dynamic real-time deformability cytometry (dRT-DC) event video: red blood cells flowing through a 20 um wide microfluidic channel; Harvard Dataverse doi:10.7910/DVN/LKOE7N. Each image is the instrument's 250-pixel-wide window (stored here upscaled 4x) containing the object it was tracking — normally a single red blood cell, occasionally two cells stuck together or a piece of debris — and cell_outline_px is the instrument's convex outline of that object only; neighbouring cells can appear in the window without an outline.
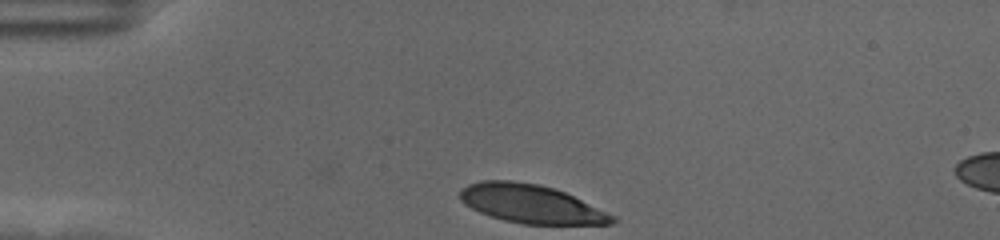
{"species": "human", "species_latin": "Homo sapiens", "temperature_condition": "cold", "stored_images_in_passage": 35, "camera_frame_rate_fps": 3000, "um_per_image_px": 0.085, "donor": {"sex": "female"}, "frame": {"image": 1, "passage_image": 1, "time_ms": 0.0, "image_size_px": [1000, 240], "cell_outline_px": [[620, 220], [616, 224], [524, 224], [504, 220], [488, 216], [464, 204], [460, 200], [460, 192], [468, 184], [480, 180], [512, 180], [536, 184], [552, 188], [564, 192], [616, 216]], "centroid_in_image_um": [45.15, 17.34], "position_along_channel_um": 39.8, "area_um2": 34.1}}
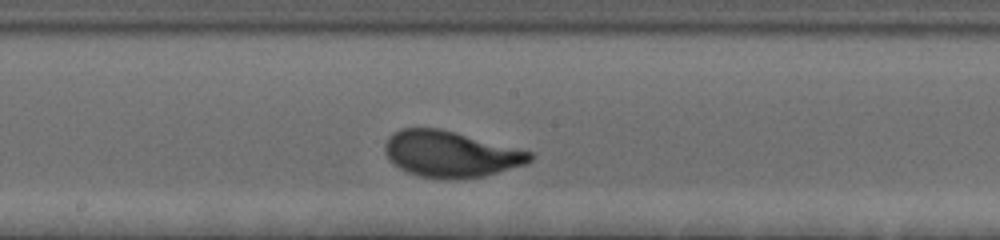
{"frame": {"image": 2, "passage_image": 19, "time_ms": 6.0, "image_size_px": [1000, 240], "cell_outline_px": [[532, 160], [524, 164], [484, 176], [420, 176], [408, 172], [392, 164], [388, 160], [384, 152], [384, 144], [388, 136], [392, 132], [400, 128], [440, 128], [456, 132], [532, 152]], "centroid_in_image_um": [38.22, 13.04], "position_along_channel_um": 210.0, "area_um2": 38.15}}
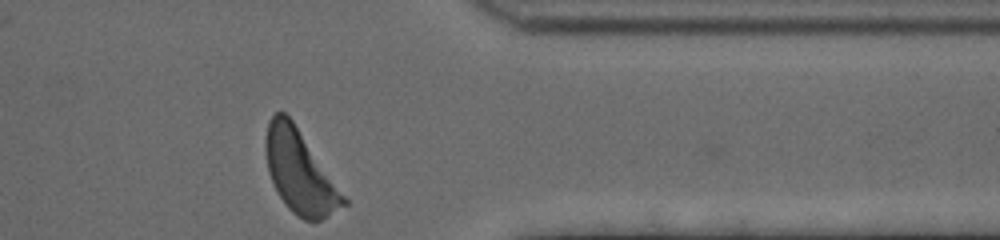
{"frame": {"image": 3, "passage_image": 35, "time_ms": 11.333, "image_size_px": [1000, 240], "cell_outline_px": [[348, 204], [320, 220], [304, 220], [292, 212], [284, 204], [268, 172], [264, 148], [264, 140], [268, 120], [276, 112], [284, 112], [292, 120], [348, 200]], "centroid_in_image_um": [25.46, 14.6], "position_along_channel_um": 385.9, "area_um2": 37.05}, "authors_computed_cell_mechanics": {"area_um2": 37.281, "velocity_mm_per_s": 3.4843, "shape_relaxation_time_tau1_ms": 2.509, "shape_relaxation_time_tau2_ms": null, "deformation_change_tau1": 0.1589, "deformation_change_tau2": null}}